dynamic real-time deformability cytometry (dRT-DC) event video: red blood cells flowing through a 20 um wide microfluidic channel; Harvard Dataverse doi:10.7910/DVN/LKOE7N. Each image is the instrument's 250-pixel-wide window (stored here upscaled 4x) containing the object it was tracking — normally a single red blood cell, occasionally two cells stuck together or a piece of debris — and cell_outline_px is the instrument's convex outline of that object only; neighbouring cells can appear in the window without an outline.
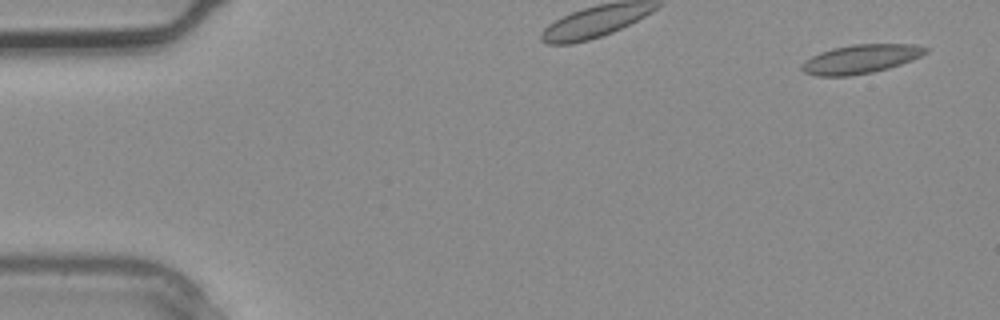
{"species": "common noctule bat (a hibernating species)", "species_latin": "Nyctalus noctula", "temperature_condition": "warm", "stored_images_in_passage": 3, "camera_frame_rate_fps": 3000, "um_per_image_px": 0.085, "animal": {"sex": "male", "body_mass_g": 20.4}, "frame": {"image": 1, "passage_image": 1, "time_ms": 0.0, "image_size_px": [1000, 320], "cell_outline_px": [[928, 52], [912, 60], [888, 68], [872, 72], [852, 76], [816, 76], [804, 72], [800, 68], [800, 64], [804, 60], [820, 52], [832, 48], [852, 44], [912, 44], [928, 48]], "centroid_in_image_um": [73.11, 5.02], "position_along_channel_um": 11.9, "area_um2": 20.92}}
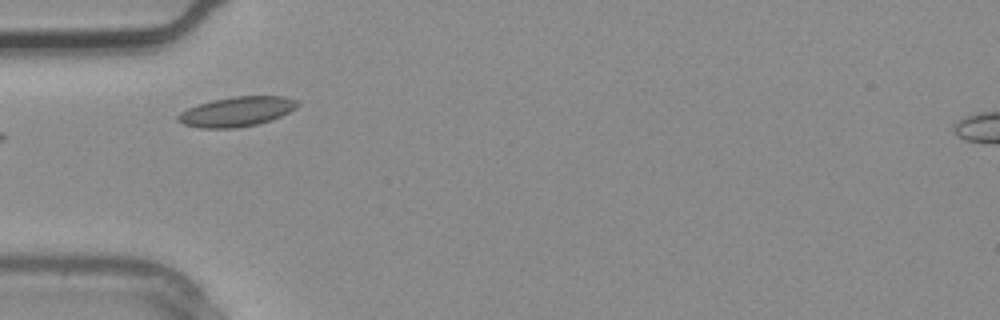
{"frame": {"image": 2, "passage_image": 3, "time_ms": 0.667, "image_size_px": [1000, 320], "cell_outline_px": [[300, 104], [296, 108], [272, 120], [256, 124], [236, 128], [200, 128], [184, 124], [176, 120], [176, 116], [180, 112], [188, 108], [212, 100], [232, 96], [284, 96], [296, 100]], "centroid_in_image_um": [20.11, 9.48], "position_along_channel_um": 64.9, "area_um2": 20.69}}